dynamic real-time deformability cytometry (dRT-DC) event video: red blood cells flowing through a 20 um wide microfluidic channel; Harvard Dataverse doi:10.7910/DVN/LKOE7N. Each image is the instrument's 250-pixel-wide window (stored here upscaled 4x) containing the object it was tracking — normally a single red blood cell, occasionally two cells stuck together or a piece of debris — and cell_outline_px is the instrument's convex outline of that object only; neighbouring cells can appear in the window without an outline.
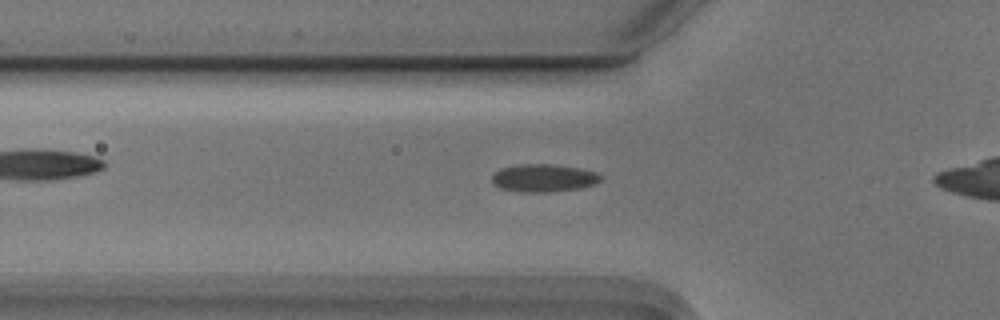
{"species": "Egyptian fruit bat (a non-hibernating species)", "species_latin": "Rousettus aegyptiacus", "temperature_condition": "cold", "stored_images_in_passage": 41, "camera_frame_rate_fps": 3000, "um_per_image_px": 0.085, "animal": {"sex": "male"}, "frame": {"image": 1, "passage_image": 12, "time_ms": 3.667, "image_size_px": [1000, 320], "cell_outline_px": [[604, 176], [596, 184], [580, 188], [548, 192], [520, 192], [500, 188], [492, 180], [492, 176], [500, 168], [520, 164], [552, 164], [580, 168], [596, 172]], "centroid_in_image_um": [46.24, 15.13], "position_along_channel_um": 79.6, "area_um2": 17.63}}
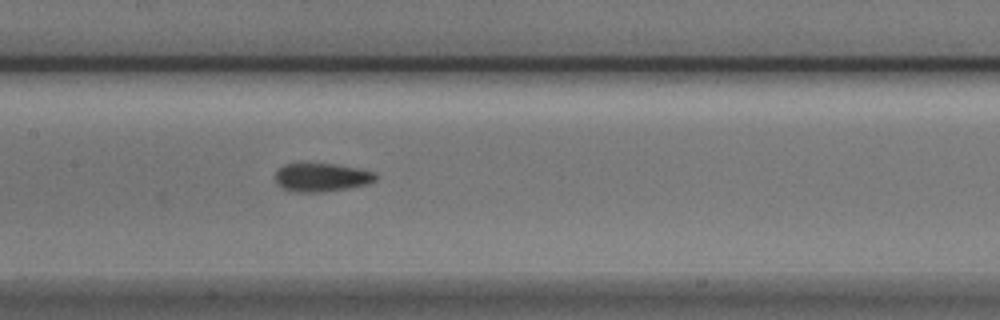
{"frame": {"image": 2, "passage_image": 20, "time_ms": 6.333, "image_size_px": [1000, 320], "cell_outline_px": [[376, 180], [368, 184], [348, 188], [324, 192], [296, 192], [280, 188], [276, 184], [276, 172], [284, 164], [332, 164], [356, 168], [372, 172], [376, 176]], "centroid_in_image_um": [27.3, 15.1], "position_along_channel_um": 180.1, "area_um2": 16.47}}
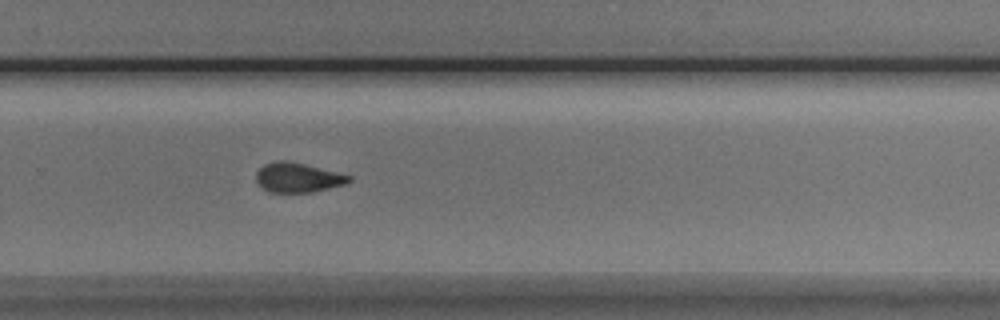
{"frame": {"image": 3, "passage_image": 30, "time_ms": 9.667, "image_size_px": [1000, 320], "cell_outline_px": [[352, 180], [344, 184], [312, 192], [268, 192], [260, 188], [256, 184], [256, 172], [264, 164], [276, 160], [288, 160], [352, 176]], "centroid_in_image_um": [25.25, 15.09], "position_along_channel_um": 304.6, "area_um2": 16.07}, "authors_computed_cell_mechanics": {"area_um2": 16.7042, "velocity_mm_per_s": 3.7462, "shape_relaxation_time_tau1_ms": 6.8751, "shape_relaxation_time_tau2_ms": 3.2191, "deformation_change_tau1": 0.1055, "deformation_change_tau2": 0.0733}}